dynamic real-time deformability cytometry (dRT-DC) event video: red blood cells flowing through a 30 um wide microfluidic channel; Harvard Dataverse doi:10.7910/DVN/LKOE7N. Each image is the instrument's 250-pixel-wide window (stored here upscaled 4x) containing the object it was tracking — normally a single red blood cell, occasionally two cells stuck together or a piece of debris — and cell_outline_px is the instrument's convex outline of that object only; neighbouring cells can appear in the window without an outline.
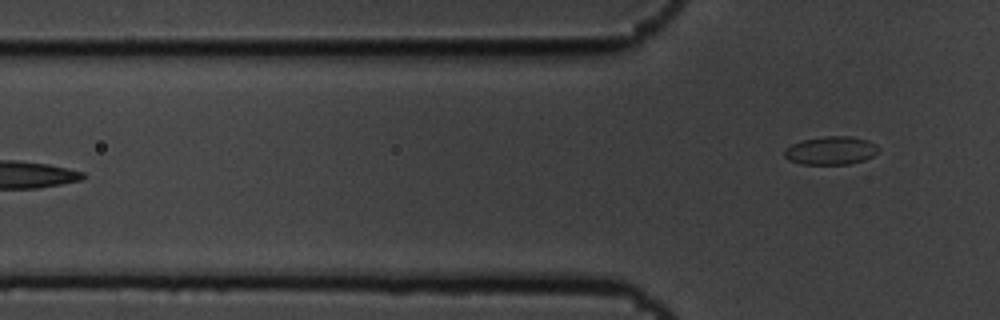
{"species": "common noctule bat (a hibernating species)", "species_latin": "Nyctalus noctula", "temperature_condition": "cold", "stored_images_in_passage": 7, "camera_frame_rate_fps": 3000, "um_per_image_px": 0.085, "animal": {"sex": "male", "body_mass_g": 19.5, "forearm_length_mm": 54.6}, "frame": {"image": 1, "passage_image": 7, "time_ms": 2.0, "image_size_px": [1000, 320], "cell_outline_px": [[880, 148], [872, 156], [864, 160], [848, 164], [800, 164], [788, 160], [784, 156], [784, 148], [792, 144], [804, 140], [824, 136], [848, 136], [868, 140], [876, 144]], "centroid_in_image_um": [70.61, 12.8], "position_along_channel_um": 55.2, "area_um2": 15.49}}